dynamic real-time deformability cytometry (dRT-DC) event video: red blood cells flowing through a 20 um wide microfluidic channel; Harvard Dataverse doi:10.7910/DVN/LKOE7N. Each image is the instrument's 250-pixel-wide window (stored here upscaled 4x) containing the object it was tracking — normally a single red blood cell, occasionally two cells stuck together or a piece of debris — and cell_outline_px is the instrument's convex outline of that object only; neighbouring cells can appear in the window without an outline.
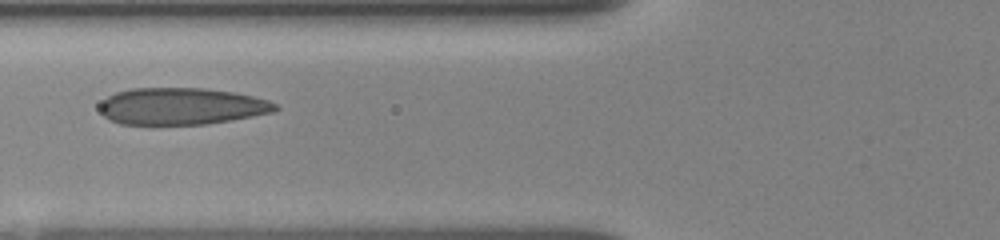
{"species": "human", "species_latin": "Homo sapiens", "temperature_condition": "room temperature", "stored_images_in_passage": 2, "camera_frame_rate_fps": 3000, "um_per_image_px": 0.085, "donor": {"sex": "female"}, "frame": {"image": 1, "passage_image": 2, "time_ms": 1.0, "image_size_px": [1000, 240], "cell_outline_px": [[280, 108], [272, 112], [252, 116], [208, 124], [152, 128], [120, 124], [108, 120], [100, 112], [100, 104], [108, 96], [116, 92], [132, 88], [204, 88], [232, 92], [252, 96], [268, 100], [276, 104]], "centroid_in_image_um": [15.34, 9.08], "position_along_channel_um": 110.5, "area_um2": 38.9}}